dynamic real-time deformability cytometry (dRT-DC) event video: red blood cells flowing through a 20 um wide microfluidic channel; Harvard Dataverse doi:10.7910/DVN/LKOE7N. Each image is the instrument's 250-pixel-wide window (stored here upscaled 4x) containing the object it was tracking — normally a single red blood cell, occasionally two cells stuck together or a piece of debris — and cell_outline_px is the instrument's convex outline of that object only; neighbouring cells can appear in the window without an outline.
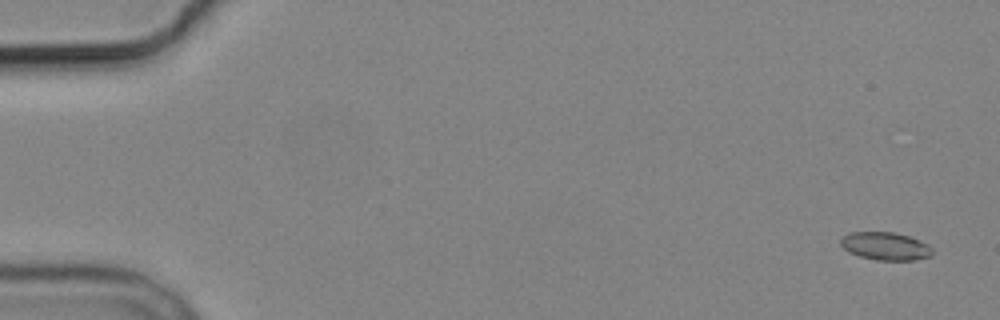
{"species": "common noctule bat (a hibernating species)", "species_latin": "Nyctalus noctula", "temperature_condition": "cold", "stored_images_in_passage": 5, "camera_frame_rate_fps": 3000, "um_per_image_px": 0.085, "animal": {"sex": "male", "body_mass_g": 19.2, "forearm_length_mm": 51.8}, "frame": {"image": 1, "passage_image": 1, "time_ms": 0.0, "image_size_px": [1000, 320], "cell_outline_px": [[932, 256], [916, 260], [876, 260], [860, 256], [848, 252], [840, 244], [840, 240], [844, 236], [852, 232], [892, 232], [908, 236], [928, 244], [932, 248]], "centroid_in_image_um": [75.27, 20.93], "position_along_channel_um": 9.7, "area_um2": 14.85}}
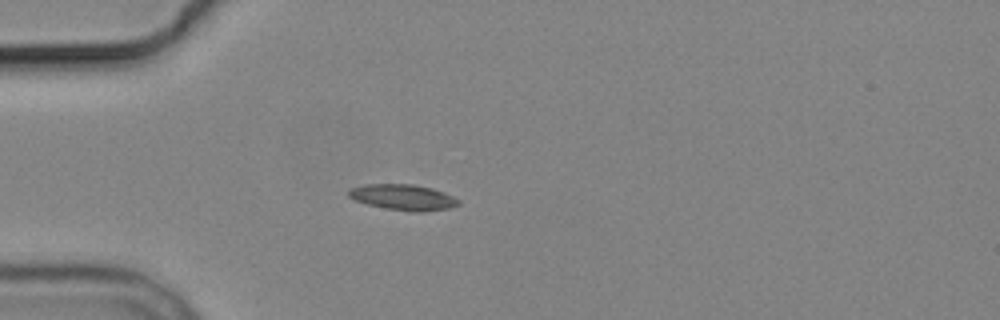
{"frame": {"image": 2, "passage_image": 5, "time_ms": 4.667, "image_size_px": [1000, 320], "cell_outline_px": [[460, 204], [448, 208], [424, 212], [408, 212], [384, 208], [368, 204], [356, 200], [348, 196], [348, 188], [364, 184], [412, 184], [432, 188], [444, 192], [460, 200]], "centroid_in_image_um": [34.26, 16.77], "position_along_channel_um": 50.7, "area_um2": 16.65}}